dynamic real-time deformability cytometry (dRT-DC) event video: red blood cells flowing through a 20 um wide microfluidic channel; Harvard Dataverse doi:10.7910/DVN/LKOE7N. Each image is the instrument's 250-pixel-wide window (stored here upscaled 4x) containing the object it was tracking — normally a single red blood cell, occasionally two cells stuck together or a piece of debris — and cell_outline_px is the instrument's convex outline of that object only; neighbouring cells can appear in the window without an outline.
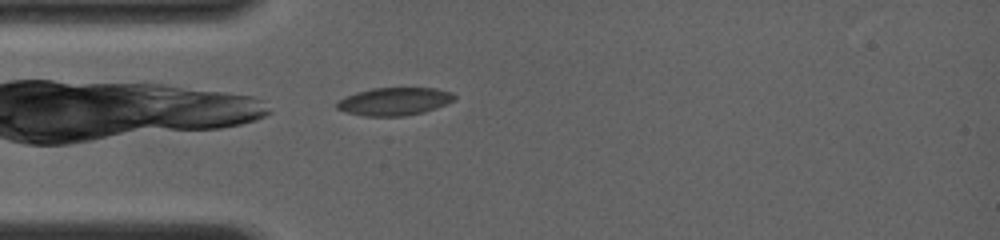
{"species": "common noctule bat (a hibernating species)", "species_latin": "Nyctalus noctula", "temperature_condition": "room temperature", "stored_images_in_passage": 23, "camera_frame_rate_fps": 4000, "um_per_image_px": 0.085, "animal": {"sex": "female", "body_mass_g": 19.0, "forearm_length_mm": 56.7}, "frame": {"image": 1, "passage_image": 1, "time_ms": 0.0, "image_size_px": [1000, 240], "cell_outline_px": [[456, 100], [436, 108], [424, 112], [404, 116], [364, 116], [348, 112], [336, 108], [336, 104], [344, 96], [356, 92], [372, 88], [436, 88], [452, 92], [456, 96]], "centroid_in_image_um": [33.55, 8.61], "position_along_channel_um": 51.5, "area_um2": 19.13}}
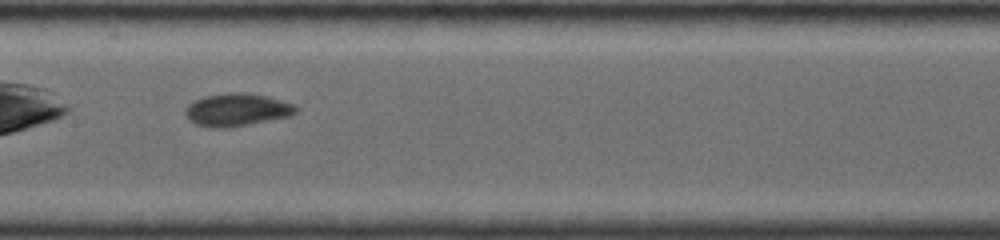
{"frame": {"image": 2, "passage_image": 12, "time_ms": 3.5, "image_size_px": [1000, 240], "cell_outline_px": [[300, 108], [296, 112], [288, 116], [228, 128], [208, 128], [196, 124], [188, 120], [184, 112], [188, 104], [204, 96], [228, 92], [244, 92], [268, 96], [296, 104]], "centroid_in_image_um": [20.13, 9.32], "position_along_channel_um": 187.3, "area_um2": 21.27}}
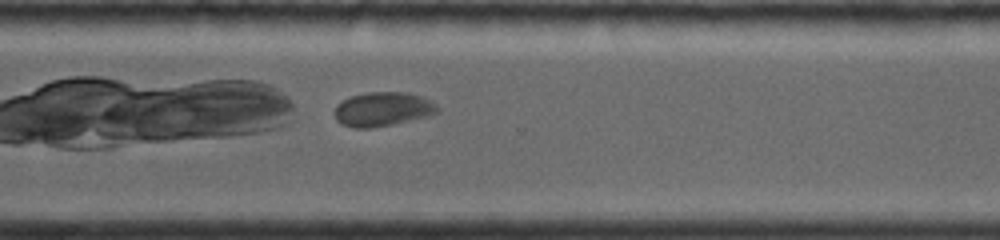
{"frame": {"image": 3, "passage_image": 23, "time_ms": 7.25, "image_size_px": [1000, 240], "cell_outline_px": [[440, 108], [436, 112], [424, 116], [392, 124], [372, 128], [352, 128], [340, 124], [336, 120], [332, 112], [344, 100], [352, 96], [368, 92], [404, 92], [420, 96], [436, 104]], "centroid_in_image_um": [32.47, 9.29], "position_along_channel_um": 338.1, "area_um2": 20.17}}